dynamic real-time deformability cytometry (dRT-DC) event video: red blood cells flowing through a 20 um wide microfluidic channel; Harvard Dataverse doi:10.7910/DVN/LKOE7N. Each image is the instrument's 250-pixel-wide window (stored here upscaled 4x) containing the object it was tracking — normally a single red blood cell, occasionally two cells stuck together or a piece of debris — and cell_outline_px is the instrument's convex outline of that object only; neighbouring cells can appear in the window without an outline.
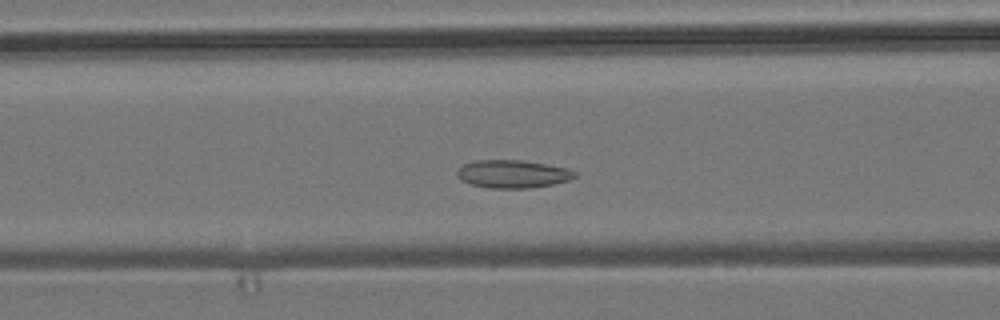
{"species": "common noctule bat (a hibernating species)", "species_latin": "Nyctalus noctula", "temperature_condition": "room temperature", "stored_images_in_passage": 44, "camera_frame_rate_fps": 3000, "um_per_image_px": 0.085, "animal": {"sex": "male", "body_mass_g": 19.2, "forearm_length_mm": 51.8}, "frame": {"image": 1, "passage_image": 15, "time_ms": 4.667, "image_size_px": [1000, 320], "cell_outline_px": [[576, 176], [568, 180], [552, 184], [532, 188], [488, 188], [472, 184], [460, 180], [456, 176], [456, 172], [464, 164], [476, 160], [520, 160], [568, 168], [576, 172]], "centroid_in_image_um": [43.56, 14.79], "position_along_channel_um": 123.0, "area_um2": 19.07}}
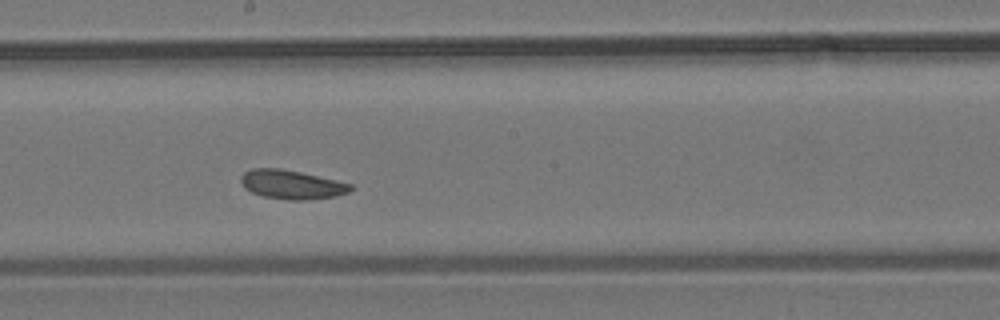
{"frame": {"image": 2, "passage_image": 23, "time_ms": 7.333, "image_size_px": [1000, 320], "cell_outline_px": [[352, 188], [348, 192], [336, 196], [304, 200], [288, 200], [264, 196], [252, 192], [244, 188], [240, 180], [240, 176], [244, 172], [252, 168], [280, 168], [300, 172], [336, 180], [352, 184]], "centroid_in_image_um": [24.76, 15.68], "position_along_channel_um": 223.4, "area_um2": 18.44}}
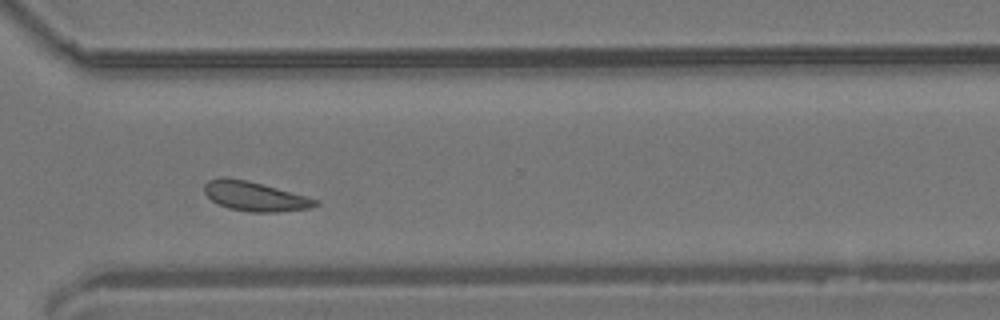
{"frame": {"image": 3, "passage_image": 33, "time_ms": 10.667, "image_size_px": [1000, 320], "cell_outline_px": [[320, 204], [312, 208], [276, 212], [248, 212], [228, 208], [212, 200], [204, 192], [204, 184], [208, 180], [220, 176], [228, 176], [248, 180], [320, 200]], "centroid_in_image_um": [21.66, 16.67], "position_along_channel_um": 348.9, "area_um2": 19.25}}